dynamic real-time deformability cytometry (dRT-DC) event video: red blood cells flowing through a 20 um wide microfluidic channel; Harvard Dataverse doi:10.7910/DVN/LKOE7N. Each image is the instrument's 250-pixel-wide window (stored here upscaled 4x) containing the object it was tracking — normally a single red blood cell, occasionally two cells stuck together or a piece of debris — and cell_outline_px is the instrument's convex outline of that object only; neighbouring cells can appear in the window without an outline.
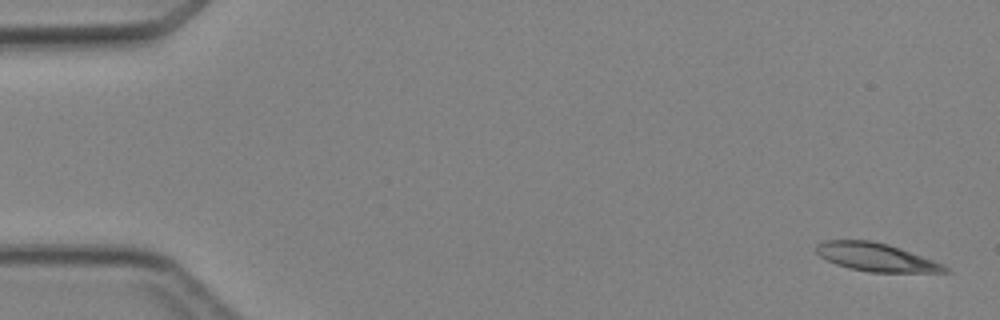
{"species": "Egyptian fruit bat (a non-hibernating species)", "species_latin": "Rousettus aegyptiacus", "temperature_condition": "cold", "stored_images_in_passage": 4, "camera_frame_rate_fps": 3000, "um_per_image_px": 0.085, "animal": {"sex": "female"}, "frame": {"image": 1, "passage_image": 1, "time_ms": 0.0, "image_size_px": [1000, 320], "cell_outline_px": [[952, 272], [868, 272], [848, 268], [836, 264], [820, 256], [816, 252], [816, 244], [824, 240], [872, 240], [888, 244], [900, 248], [944, 264]], "centroid_in_image_um": [74.46, 21.86], "position_along_channel_um": 10.5, "area_um2": 21.15}}
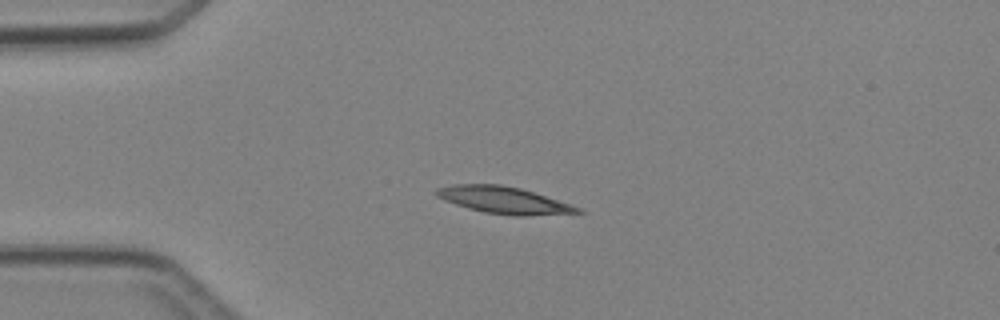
{"frame": {"image": 2, "passage_image": 4, "time_ms": 3.333, "image_size_px": [1000, 320], "cell_outline_px": [[584, 212], [524, 216], [516, 216], [484, 212], [468, 208], [444, 200], [436, 196], [432, 192], [436, 188], [452, 184], [500, 184], [520, 188], [580, 208]], "centroid_in_image_um": [42.72, 17.0], "position_along_channel_um": 42.3, "area_um2": 21.85}}